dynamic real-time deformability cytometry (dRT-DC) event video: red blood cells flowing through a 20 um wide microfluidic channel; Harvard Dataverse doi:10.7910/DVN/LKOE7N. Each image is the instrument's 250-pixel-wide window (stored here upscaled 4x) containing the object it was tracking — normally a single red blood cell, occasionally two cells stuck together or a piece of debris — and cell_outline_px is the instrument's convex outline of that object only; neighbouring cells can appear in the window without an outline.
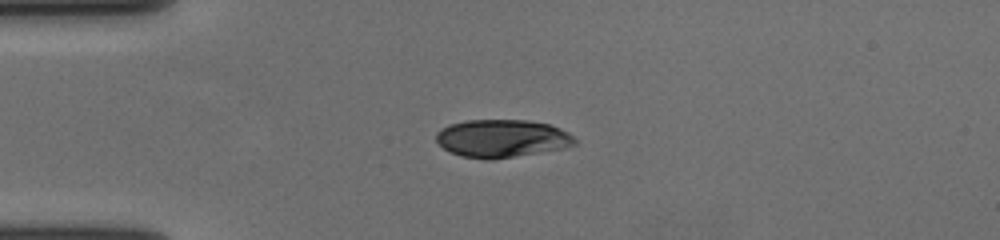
{"species": "human", "species_latin": "Homo sapiens", "temperature_condition": "cold", "stored_images_in_passage": 43, "camera_frame_rate_fps": 3000, "um_per_image_px": 0.085, "donor": {"sex": "female"}, "frame": {"image": 1, "passage_image": 1, "time_ms": 0.0, "image_size_px": [1000, 240], "cell_outline_px": [[576, 144], [564, 148], [492, 160], [488, 160], [460, 156], [444, 148], [436, 140], [436, 132], [440, 128], [448, 124], [468, 120], [528, 120], [548, 124], [560, 128], [568, 132], [576, 140]], "centroid_in_image_um": [42.65, 11.76], "position_along_channel_um": 42.4, "area_um2": 30.63}}
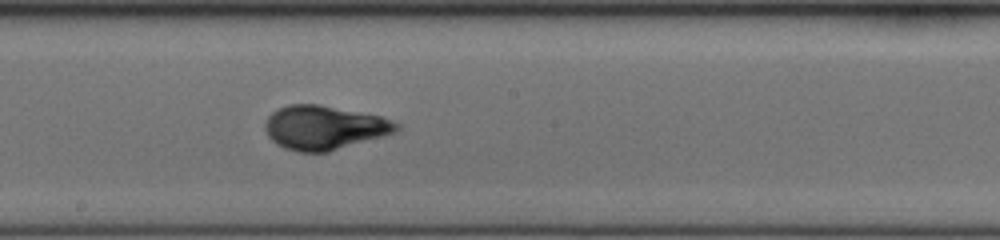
{"frame": {"image": 2, "passage_image": 18, "time_ms": 5.667, "image_size_px": [1000, 240], "cell_outline_px": [[400, 128], [396, 132], [328, 152], [296, 152], [284, 148], [276, 144], [268, 136], [264, 128], [264, 124], [268, 116], [272, 112], [288, 104], [320, 104], [380, 116], [392, 120], [400, 124]], "centroid_in_image_um": [27.54, 10.84], "position_along_channel_um": 220.7, "area_um2": 33.76}}
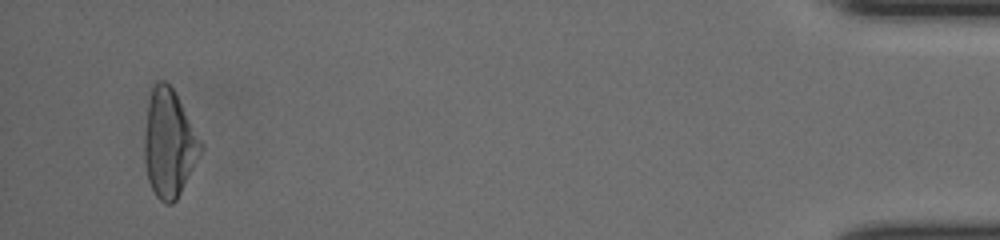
{"frame": {"image": 3, "passage_image": 41, "time_ms": 13.333, "image_size_px": [1000, 240], "cell_outline_px": [[204, 148], [176, 200], [172, 204], [164, 204], [156, 196], [148, 180], [144, 160], [144, 136], [148, 104], [152, 88], [156, 80], [164, 80], [172, 88], [204, 144]], "centroid_in_image_um": [14.37, 12.2], "position_along_channel_um": 420.8, "area_um2": 35.2}, "authors_computed_cell_mechanics": {"area_um2": 32.7726, "velocity_mm_per_s": 3.6424, "shape_relaxation_time_tau1_ms": 3.899, "shape_relaxation_time_tau2_ms": null, "deformation_change_tau1": 0.2081, "deformation_change_tau2": null}}